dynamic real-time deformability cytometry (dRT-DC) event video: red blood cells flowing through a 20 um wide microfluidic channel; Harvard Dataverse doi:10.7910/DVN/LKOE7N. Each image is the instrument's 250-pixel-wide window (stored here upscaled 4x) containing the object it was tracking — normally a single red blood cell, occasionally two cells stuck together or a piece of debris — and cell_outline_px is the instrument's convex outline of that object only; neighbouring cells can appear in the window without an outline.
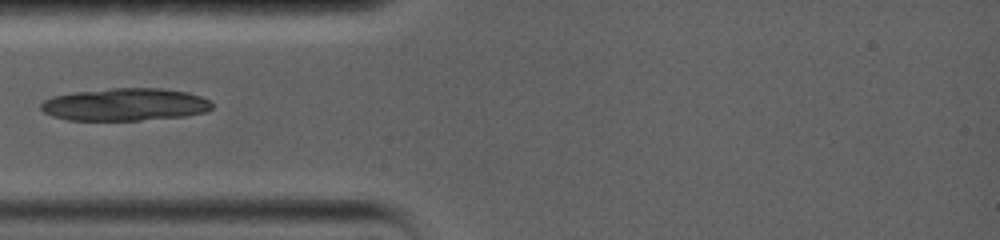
{"species": "common noctule bat (a hibernating species)", "species_latin": "Nyctalus noctula", "temperature_condition": "warm", "stored_images_in_passage": 16, "camera_frame_rate_fps": 5000, "um_per_image_px": 0.085, "animal": {"sex": "female", "body_mass_g": 19.0, "forearm_length_mm": 56.7}, "frame": {"image": 1, "passage_image": 1, "time_ms": 0.0, "image_size_px": [1000, 240], "cell_outline_px": [[212, 108], [204, 112], [184, 116], [140, 120], [68, 120], [52, 116], [44, 112], [40, 108], [40, 104], [44, 100], [52, 96], [72, 92], [112, 88], [160, 88], [188, 92], [212, 100]], "centroid_in_image_um": [10.62, 8.88], "position_along_channel_um": 74.4, "area_um2": 32.6}}
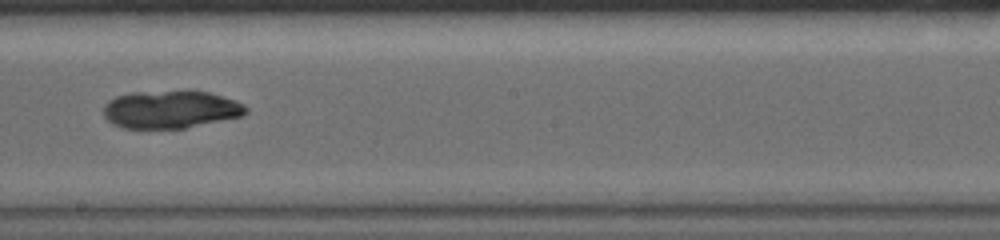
{"frame": {"image": 2, "passage_image": 12, "time_ms": 4.4, "image_size_px": [1000, 240], "cell_outline_px": [[248, 112], [244, 116], [184, 128], [124, 128], [112, 124], [104, 116], [104, 104], [108, 100], [116, 96], [132, 92], [188, 88], [208, 92], [236, 100], [244, 104], [248, 108]], "centroid_in_image_um": [14.53, 9.26], "position_along_channel_um": 233.7, "area_um2": 32.25}}
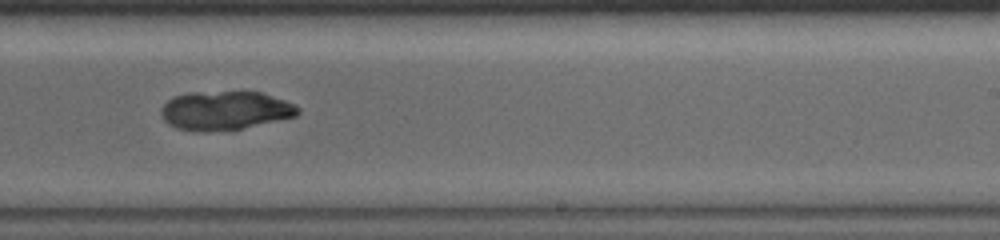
{"frame": {"image": 3, "passage_image": 14, "time_ms": 5.4, "image_size_px": [1000, 240], "cell_outline_px": [[300, 112], [296, 116], [240, 128], [204, 132], [176, 128], [168, 124], [160, 116], [160, 108], [172, 96], [188, 92], [260, 92], [296, 104], [300, 108]], "centroid_in_image_um": [19.08, 9.38], "position_along_channel_um": 269.9, "area_um2": 30.87}}